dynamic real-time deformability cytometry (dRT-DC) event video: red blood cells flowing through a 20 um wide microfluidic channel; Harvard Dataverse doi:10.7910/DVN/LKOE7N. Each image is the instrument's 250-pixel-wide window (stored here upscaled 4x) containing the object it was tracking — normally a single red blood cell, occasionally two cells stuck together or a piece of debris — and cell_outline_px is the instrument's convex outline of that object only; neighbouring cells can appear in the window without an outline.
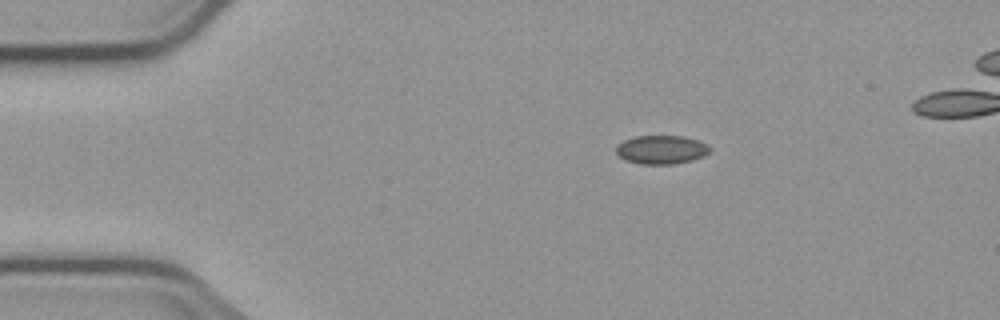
{"species": "common noctule bat (a hibernating species)", "species_latin": "Nyctalus noctula", "temperature_condition": "cold", "stored_images_in_passage": 2, "camera_frame_rate_fps": 3000, "um_per_image_px": 0.085, "animal": {"sex": "male", "body_mass_g": 23.1, "forearm_length_mm": 52.7}, "frame": {"image": 1, "passage_image": 2, "time_ms": 1.333, "image_size_px": [1000, 320], "cell_outline_px": [[712, 148], [704, 156], [692, 160], [676, 164], [640, 164], [624, 160], [616, 152], [616, 144], [624, 140], [636, 136], [684, 136], [700, 140], [708, 144]], "centroid_in_image_um": [56.24, 12.72], "position_along_channel_um": 28.8, "area_um2": 15.9}}